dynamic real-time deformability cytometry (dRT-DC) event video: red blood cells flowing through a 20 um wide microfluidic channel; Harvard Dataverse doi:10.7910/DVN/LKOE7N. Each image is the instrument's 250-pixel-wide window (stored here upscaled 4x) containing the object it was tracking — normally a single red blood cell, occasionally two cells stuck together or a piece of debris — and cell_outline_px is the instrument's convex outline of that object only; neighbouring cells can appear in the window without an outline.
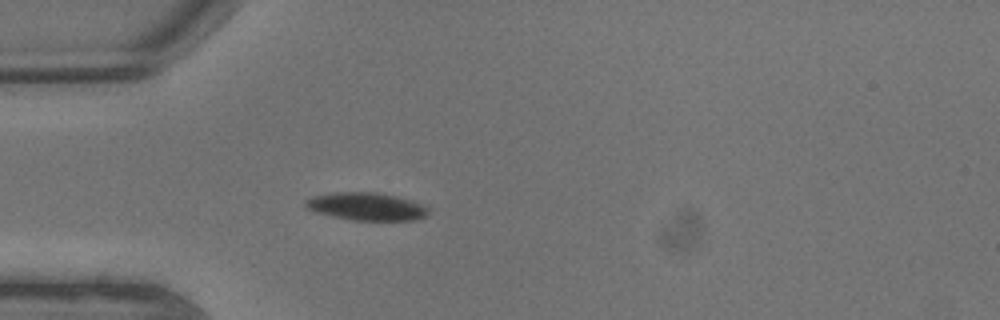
{"species": "common noctule bat (a hibernating species)", "species_latin": "Nyctalus noctula", "temperature_condition": "warm", "stored_images_in_passage": 6, "camera_frame_rate_fps": 3000, "um_per_image_px": 0.085, "animal": {"sex": "male", "body_mass_g": 13.3}, "frame": {"image": 1, "passage_image": 2, "time_ms": 0.333, "image_size_px": [1000, 320], "cell_outline_px": [[428, 212], [424, 216], [416, 220], [352, 220], [332, 216], [316, 212], [304, 208], [304, 200], [312, 196], [336, 192], [376, 192], [396, 196], [412, 200], [424, 204], [428, 208]], "centroid_in_image_um": [31.12, 17.54], "position_along_channel_um": 53.9, "area_um2": 20.0}}
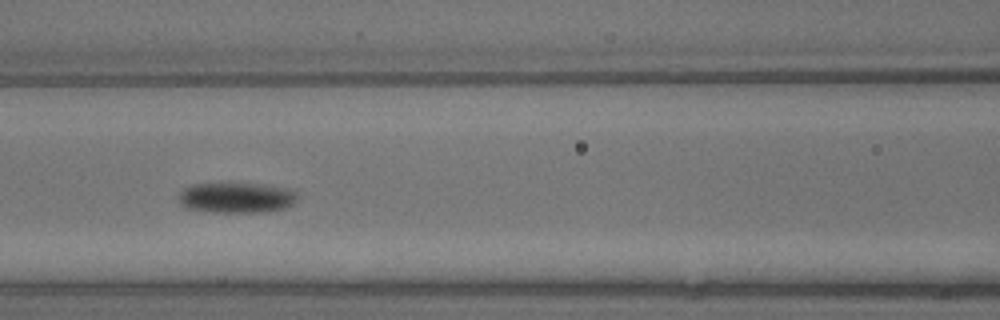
{"frame": {"image": 2, "passage_image": 5, "time_ms": 1.333, "image_size_px": [1000, 320], "cell_outline_px": [[296, 200], [292, 204], [284, 208], [268, 212], [212, 212], [184, 208], [176, 200], [176, 196], [184, 188], [192, 184], [220, 180], [232, 180], [268, 184], [292, 188], [296, 192]], "centroid_in_image_um": [20.04, 16.73], "position_along_channel_um": 146.6, "area_um2": 22.72}}
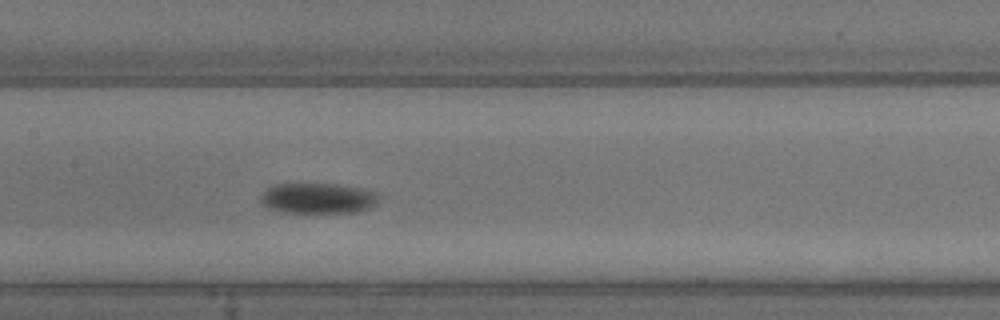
{"frame": {"image": 3, "passage_image": 6, "time_ms": 1.667, "image_size_px": [1000, 320], "cell_outline_px": [[380, 200], [372, 208], [356, 212], [284, 212], [268, 208], [260, 200], [260, 196], [268, 188], [276, 184], [336, 184], [360, 188], [380, 192]], "centroid_in_image_um": [27.11, 16.85], "position_along_channel_um": 180.3, "area_um2": 21.1}}